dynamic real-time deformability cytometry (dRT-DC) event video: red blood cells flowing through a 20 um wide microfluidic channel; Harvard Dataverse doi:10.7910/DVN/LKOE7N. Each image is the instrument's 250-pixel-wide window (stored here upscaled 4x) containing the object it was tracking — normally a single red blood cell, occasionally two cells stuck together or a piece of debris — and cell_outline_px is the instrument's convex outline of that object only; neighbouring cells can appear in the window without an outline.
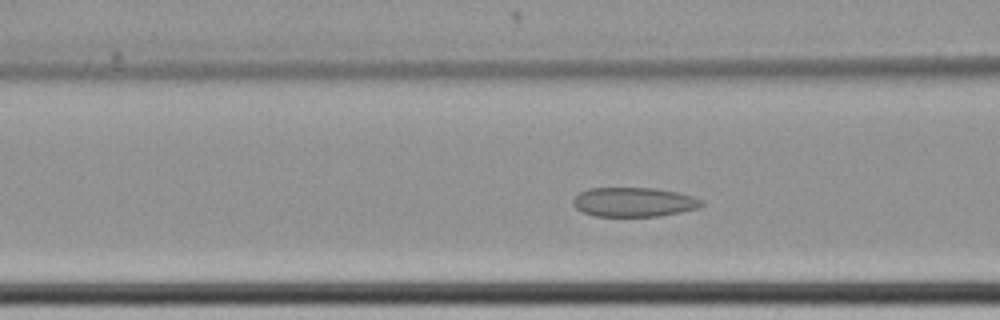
{"species": "common noctule bat (a hibernating species)", "species_latin": "Nyctalus noctula", "temperature_condition": "cold", "stored_images_in_passage": 57, "camera_frame_rate_fps": 3000, "um_per_image_px": 0.085, "animal": {"sex": "female", "body_mass_g": 22.7, "forearm_length_mm": 54.2}, "frame": {"image": 1, "passage_image": 20, "time_ms": 6.333, "image_size_px": [1000, 320], "cell_outline_px": [[704, 204], [700, 208], [660, 216], [592, 216], [576, 208], [572, 204], [572, 200], [580, 192], [588, 188], [652, 188], [676, 192], [692, 196], [704, 200]], "centroid_in_image_um": [53.88, 17.18], "position_along_channel_um": 112.7, "area_um2": 22.02}}
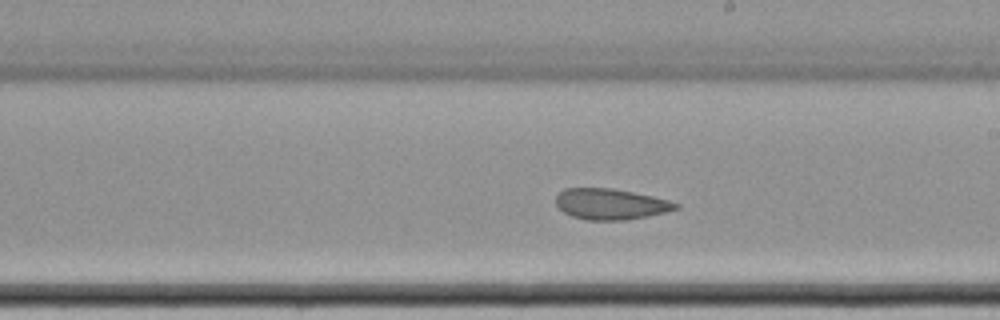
{"frame": {"image": 2, "passage_image": 31, "time_ms": 10.0, "image_size_px": [1000, 320], "cell_outline_px": [[680, 208], [668, 212], [648, 216], [624, 220], [584, 220], [572, 216], [564, 212], [556, 204], [556, 196], [564, 188], [612, 188], [652, 196], [668, 200], [680, 204]], "centroid_in_image_um": [51.92, 17.35], "position_along_channel_um": 237.1, "area_um2": 21.62}}
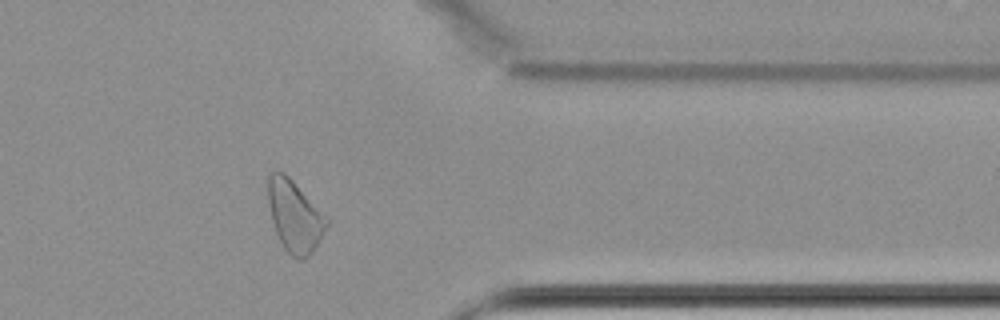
{"frame": {"image": 3, "passage_image": 45, "time_ms": 14.667, "image_size_px": [1000, 320], "cell_outline_px": [[332, 220], [312, 252], [304, 260], [296, 260], [284, 248], [276, 232], [272, 220], [268, 200], [268, 176], [272, 172], [284, 172]], "centroid_in_image_um": [25.09, 18.39], "position_along_channel_um": 386.3, "area_um2": 24.51}, "authors_computed_cell_mechanics": {"area_um2": 24.3338, "velocity_mm_per_s": 3.4022, "shape_relaxation_time_tau1_ms": null, "shape_relaxation_time_tau2_ms": 3.3657, "deformation_change_tau1": null, "deformation_change_tau2": 0.0977}}